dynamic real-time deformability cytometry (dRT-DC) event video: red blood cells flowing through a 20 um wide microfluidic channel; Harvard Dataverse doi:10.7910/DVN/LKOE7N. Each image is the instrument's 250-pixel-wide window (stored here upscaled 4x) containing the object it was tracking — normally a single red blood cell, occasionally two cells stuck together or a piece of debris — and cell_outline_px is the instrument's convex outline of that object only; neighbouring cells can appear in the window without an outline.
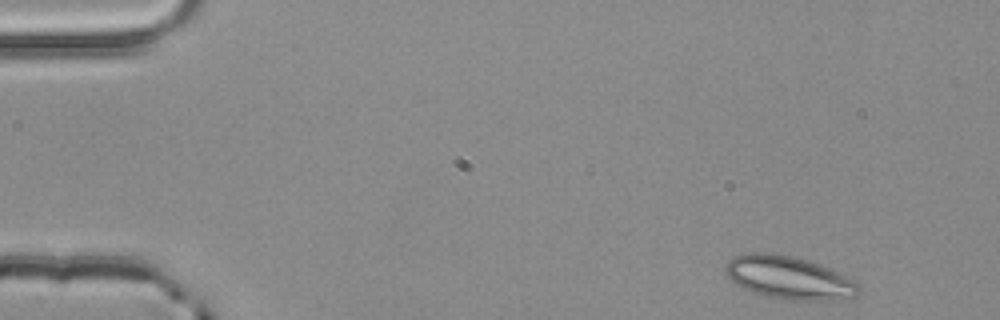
{"species": "common noctule bat (a hibernating species)", "species_latin": "Nyctalus noctula", "temperature_condition": "room temperature", "stored_images_in_passage": 3, "camera_frame_rate_fps": 3000, "um_per_image_px": 0.085, "animal": {"sex": "male", "body_mass_g": 20.4}, "frame": {"image": 1, "passage_image": 1, "time_ms": 0.0, "image_size_px": [1000, 320], "cell_outline_px": [[860, 292], [856, 296], [836, 300], [788, 300], [768, 296], [744, 288], [736, 284], [728, 276], [724, 268], [728, 260], [744, 252], [768, 252], [792, 256], [808, 260], [820, 264], [852, 280], [860, 288]], "centroid_in_image_um": [67.04, 23.59], "position_along_channel_um": 18.0, "area_um2": 33.06}}